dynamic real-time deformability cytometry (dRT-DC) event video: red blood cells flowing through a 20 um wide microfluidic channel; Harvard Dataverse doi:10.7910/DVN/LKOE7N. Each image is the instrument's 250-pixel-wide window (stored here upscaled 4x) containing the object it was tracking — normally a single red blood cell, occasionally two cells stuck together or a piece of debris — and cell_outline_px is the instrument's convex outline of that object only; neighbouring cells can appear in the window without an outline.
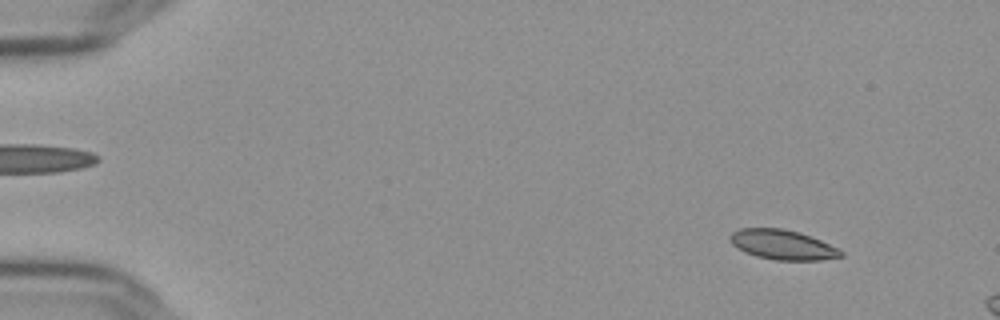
{"species": "Egyptian fruit bat (a non-hibernating species)", "species_latin": "Rousettus aegyptiacus", "temperature_condition": "cold", "stored_images_in_passage": 13, "camera_frame_rate_fps": 3000, "um_per_image_px": 0.085, "frame": {"image": 1, "passage_image": 6, "time_ms": 1.667, "image_size_px": [1000, 320], "cell_outline_px": [[844, 256], [820, 260], [776, 260], [756, 256], [732, 244], [728, 236], [732, 232], [740, 228], [784, 228], [800, 232], [820, 240], [844, 252]], "centroid_in_image_um": [66.52, 20.79], "position_along_channel_um": 18.5, "area_um2": 19.07}}